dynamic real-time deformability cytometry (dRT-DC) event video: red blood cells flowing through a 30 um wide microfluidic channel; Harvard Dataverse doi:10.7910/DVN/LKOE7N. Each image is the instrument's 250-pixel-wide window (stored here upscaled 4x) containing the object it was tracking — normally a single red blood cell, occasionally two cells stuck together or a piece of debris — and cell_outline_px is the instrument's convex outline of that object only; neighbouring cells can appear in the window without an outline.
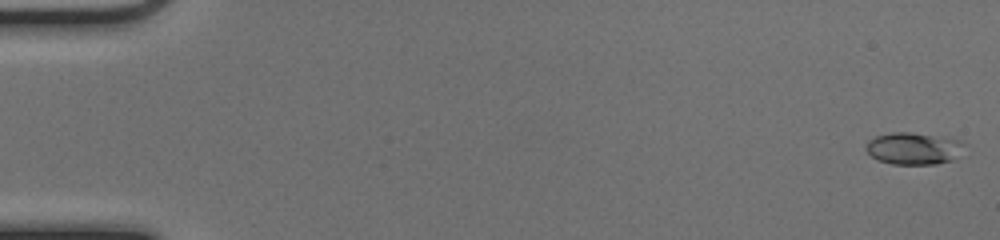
{"species": "common noctule bat (a hibernating species)", "species_latin": "Nyctalus noctula", "temperature_condition": "cold", "stored_images_in_passage": 15, "camera_frame_rate_fps": 3000, "um_per_image_px": 0.085, "animal": {"sex": "female", "body_mass_g": 17.0, "forearm_length_mm": 48.0}, "frame": {"image": 1, "passage_image": 1, "time_ms": 0.0, "image_size_px": [1000, 240], "cell_outline_px": [[960, 144], [952, 160], [936, 164], [892, 164], [876, 160], [864, 148], [868, 140], [876, 136], [892, 132], [912, 132], [960, 140]], "centroid_in_image_um": [77.51, 12.62], "position_along_channel_um": 7.5, "area_um2": 17.86}}
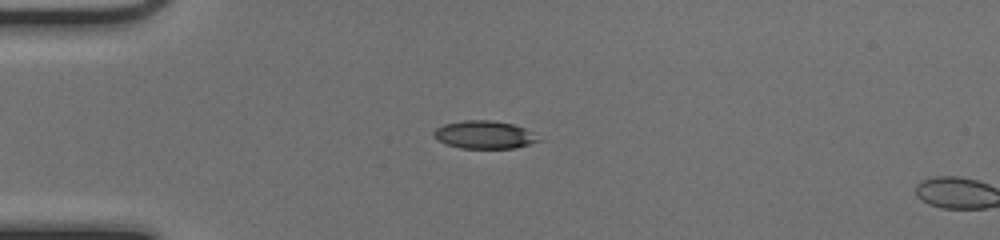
{"frame": {"image": 2, "passage_image": 14, "time_ms": 4.333, "image_size_px": [1000, 240], "cell_outline_px": [[540, 140], [516, 148], [460, 148], [444, 144], [436, 140], [432, 136], [432, 132], [436, 128], [444, 124], [464, 120], [492, 120], [512, 124], [524, 128]], "centroid_in_image_um": [41.06, 11.45], "position_along_channel_um": 43.9, "area_um2": 16.94}}